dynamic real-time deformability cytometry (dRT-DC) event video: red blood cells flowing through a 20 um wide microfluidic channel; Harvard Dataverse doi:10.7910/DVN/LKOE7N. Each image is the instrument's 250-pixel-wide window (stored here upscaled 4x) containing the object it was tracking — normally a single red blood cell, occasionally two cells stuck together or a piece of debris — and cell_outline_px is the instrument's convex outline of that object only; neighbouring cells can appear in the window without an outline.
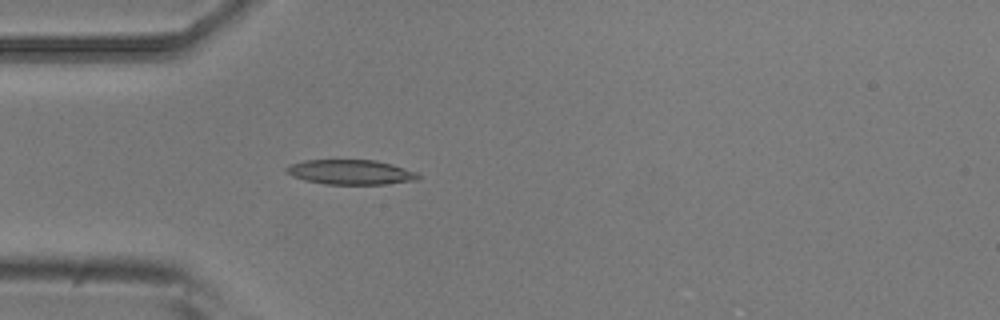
{"species": "common noctule bat (a hibernating species)", "species_latin": "Nyctalus noctula", "temperature_condition": "room temperature", "stored_images_in_passage": 2, "camera_frame_rate_fps": 3000, "um_per_image_px": 0.085, "animal": {"sex": "male", "body_mass_g": 20.5, "forearm_length_mm": 52.5}, "frame": {"image": 1, "passage_image": 2, "time_ms": 0.333, "image_size_px": [1000, 320], "cell_outline_px": [[420, 180], [384, 184], [324, 184], [304, 180], [292, 176], [284, 168], [288, 164], [304, 160], [376, 160], [392, 164], [416, 172], [420, 176]], "centroid_in_image_um": [29.79, 14.63], "position_along_channel_um": 55.2, "area_um2": 19.13}}